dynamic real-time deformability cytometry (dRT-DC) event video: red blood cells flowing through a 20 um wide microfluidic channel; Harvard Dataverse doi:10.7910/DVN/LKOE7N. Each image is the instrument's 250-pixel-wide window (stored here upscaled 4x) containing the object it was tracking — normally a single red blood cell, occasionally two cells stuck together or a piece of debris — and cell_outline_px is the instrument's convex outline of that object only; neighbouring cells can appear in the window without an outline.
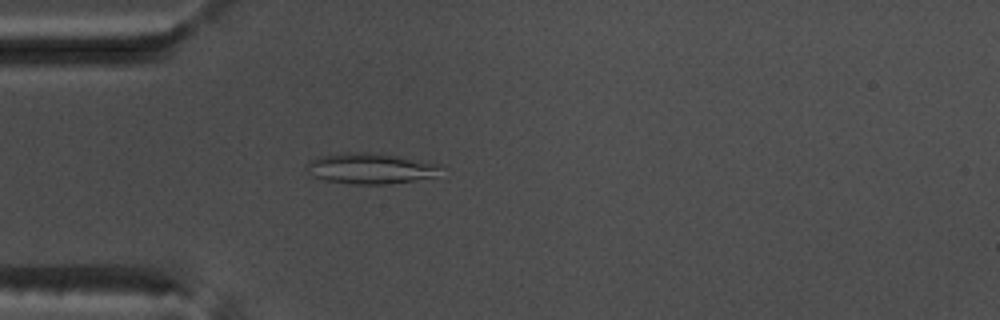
{"species": "common noctule bat (a hibernating species)", "species_latin": "Nyctalus noctula", "temperature_condition": "warm", "stored_images_in_passage": 49, "camera_frame_rate_fps": 3000, "um_per_image_px": 0.085, "animal": {"sex": "male", "body_mass_g": 17.5, "forearm_length_mm": 52.3}, "frame": {"image": 1, "passage_image": 11, "time_ms": 3.333, "image_size_px": [1000, 320], "cell_outline_px": [[440, 168], [432, 176], [412, 180], [380, 184], [356, 184], [324, 180], [312, 176], [304, 168], [304, 164], [320, 156], [344, 152], [368, 152], [396, 156], [440, 164]], "centroid_in_image_um": [31.36, 14.3], "position_along_channel_um": 53.6, "area_um2": 23.52}}
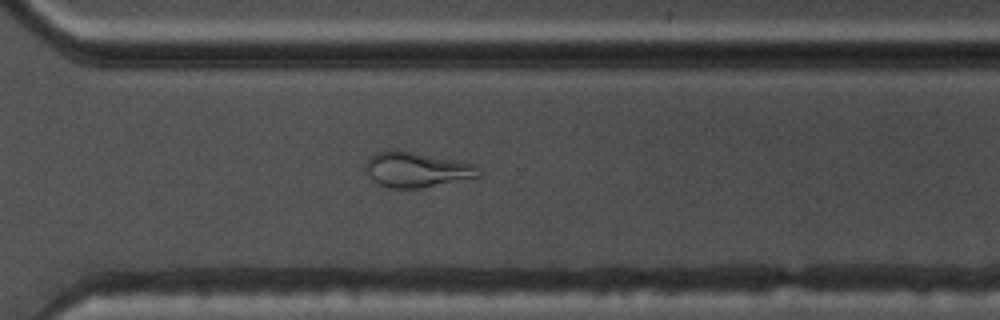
{"frame": {"image": 2, "passage_image": 34, "time_ms": 11.0, "image_size_px": [1000, 320], "cell_outline_px": [[480, 176], [420, 188], [388, 188], [372, 180], [364, 168], [368, 160], [376, 152], [412, 152], [456, 160], [472, 164], [476, 168]], "centroid_in_image_um": [35.37, 14.45], "position_along_channel_um": 335.2, "area_um2": 22.31}}
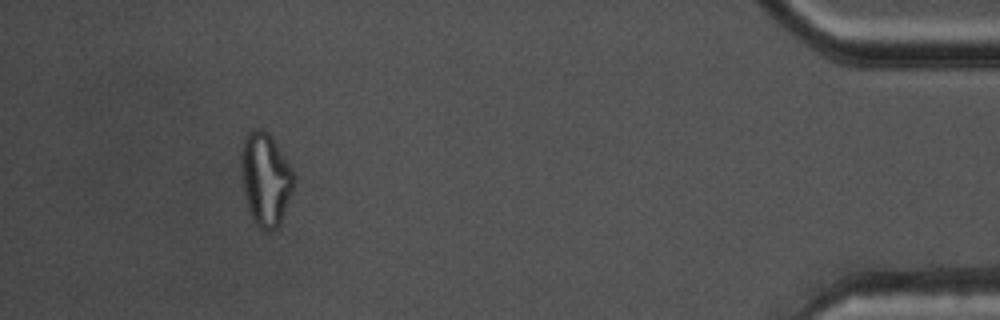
{"frame": {"image": 3, "passage_image": 45, "time_ms": 14.667, "image_size_px": [1000, 320], "cell_outline_px": [[296, 180], [292, 192], [280, 224], [276, 228], [268, 232], [264, 232], [252, 220], [248, 208], [244, 192], [240, 164], [240, 152], [244, 136], [252, 128], [260, 128], [272, 140], [296, 176]], "centroid_in_image_um": [22.54, 15.27], "position_along_channel_um": 412.7, "area_um2": 28.44}}